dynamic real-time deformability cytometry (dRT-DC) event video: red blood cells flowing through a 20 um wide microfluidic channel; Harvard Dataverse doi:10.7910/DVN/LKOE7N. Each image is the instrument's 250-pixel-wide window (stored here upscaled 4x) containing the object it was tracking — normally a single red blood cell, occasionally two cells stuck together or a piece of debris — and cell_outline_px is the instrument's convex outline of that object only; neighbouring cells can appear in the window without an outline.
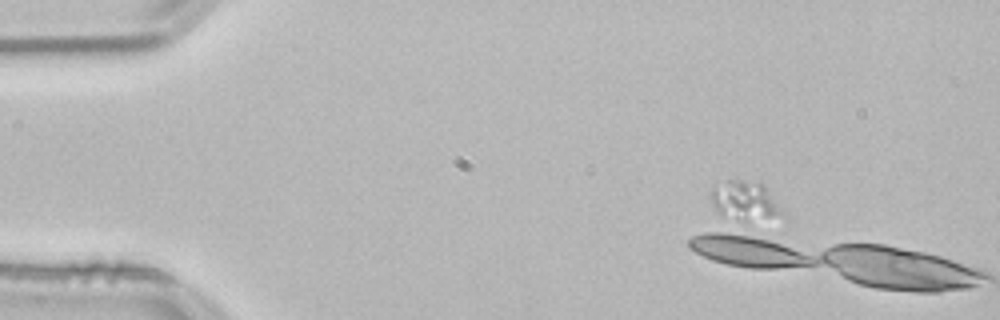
{"species": "common noctule bat (a hibernating species)", "species_latin": "Nyctalus noctula", "temperature_condition": "room temperature", "stored_images_in_passage": 2, "camera_frame_rate_fps": 3000, "um_per_image_px": 0.085, "animal": {"sex": "male", "body_mass_g": 21.5, "forearm_length_mm": 52.0}, "frame": {"image": 1, "passage_image": 1, "time_ms": 0.0, "image_size_px": [1000, 320], "cell_outline_px": [[788, 216], [744, 220], [724, 216], [712, 204], [712, 188], [736, 176], [760, 180], [764, 184]], "centroid_in_image_um": [63.39, 16.98], "position_along_channel_um": 21.6, "area_um2": 16.65}}